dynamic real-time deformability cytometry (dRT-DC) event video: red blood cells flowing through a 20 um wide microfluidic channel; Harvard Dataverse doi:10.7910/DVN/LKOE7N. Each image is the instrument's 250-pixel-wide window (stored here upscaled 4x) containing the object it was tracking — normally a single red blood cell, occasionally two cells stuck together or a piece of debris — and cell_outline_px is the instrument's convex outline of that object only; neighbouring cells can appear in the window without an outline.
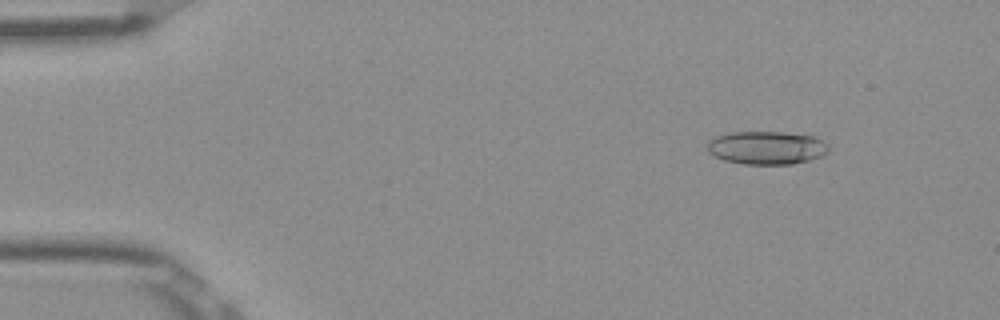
{"species": "Egyptian fruit bat (a non-hibernating species)", "species_latin": "Rousettus aegyptiacus", "temperature_condition": "room temperature", "stored_images_in_passage": 52, "camera_frame_rate_fps": 3000, "um_per_image_px": 0.085, "frame": {"image": 1, "passage_image": 6, "time_ms": 1.667, "image_size_px": [1000, 320], "cell_outline_px": [[828, 152], [824, 156], [792, 164], [744, 164], [724, 160], [708, 152], [708, 140], [716, 136], [728, 132], [784, 132], [812, 136], [828, 144]], "centroid_in_image_um": [65.16, 12.56], "position_along_channel_um": 19.8, "area_um2": 23.47}}
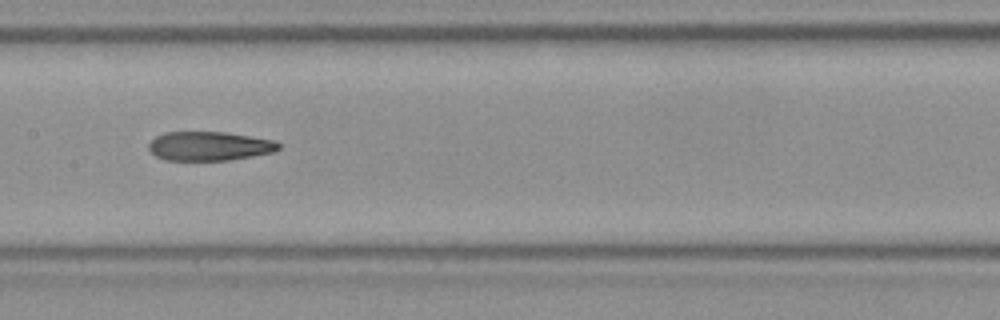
{"frame": {"image": 2, "passage_image": 26, "time_ms": 8.333, "image_size_px": [1000, 320], "cell_outline_px": [[280, 148], [272, 152], [252, 156], [228, 160], [164, 160], [156, 156], [148, 148], [148, 144], [156, 136], [164, 132], [224, 132], [276, 140], [280, 144]], "centroid_in_image_um": [17.79, 12.41], "position_along_channel_um": 189.6, "area_um2": 21.96}}
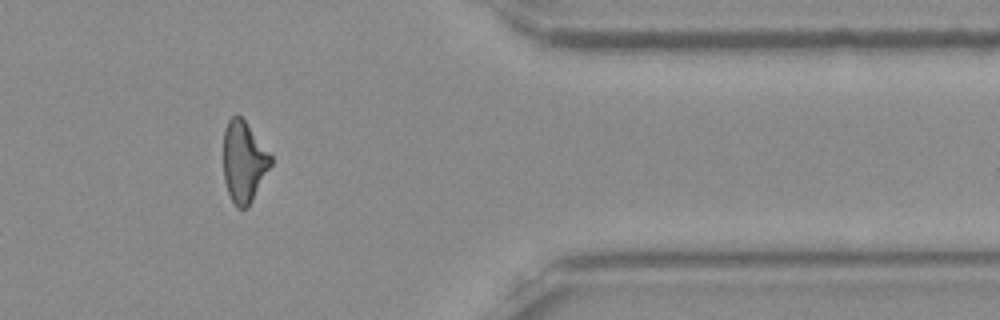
{"frame": {"image": 3, "passage_image": 43, "time_ms": 14.0, "image_size_px": [1000, 320], "cell_outline_px": [[272, 164], [248, 208], [236, 208], [228, 192], [224, 180], [224, 128], [228, 120], [236, 112], [244, 120], [272, 156]], "centroid_in_image_um": [20.72, 13.75], "position_along_channel_um": 390.7, "area_um2": 22.31}, "authors_computed_cell_mechanics": {"area_um2": 23.2645, "velocity_mm_per_s": 3.92, "shape_relaxation_time_tau1_ms": null, "shape_relaxation_time_tau2_ms": 5.0417, "deformation_change_tau1": null, "deformation_change_tau2": 0.1561}}